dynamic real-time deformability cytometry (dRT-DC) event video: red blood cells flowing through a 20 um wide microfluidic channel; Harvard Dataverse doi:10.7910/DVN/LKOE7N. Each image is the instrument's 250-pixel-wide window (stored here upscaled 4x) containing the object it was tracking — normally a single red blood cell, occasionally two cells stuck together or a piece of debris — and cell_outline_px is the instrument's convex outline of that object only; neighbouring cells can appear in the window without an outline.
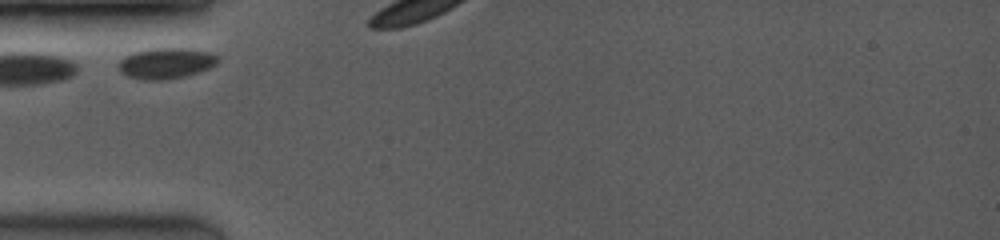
{"species": "common noctule bat (a hibernating species)", "species_latin": "Nyctalus noctula", "temperature_condition": "room temperature", "stored_images_in_passage": 3, "camera_frame_rate_fps": 3500, "um_per_image_px": 0.085, "animal": {"sex": "female", "body_mass_g": 19.0, "forearm_length_mm": 53.3}, "frame": {"image": 1, "passage_image": 1, "time_ms": 0.0, "image_size_px": [1000, 240], "cell_outline_px": [[220, 60], [216, 64], [200, 72], [184, 76], [160, 80], [144, 80], [128, 76], [120, 72], [120, 60], [124, 56], [132, 52], [152, 48], [188, 48], [208, 52], [220, 56]], "centroid_in_image_um": [14.13, 5.36], "position_along_channel_um": 70.9, "area_um2": 17.86}}